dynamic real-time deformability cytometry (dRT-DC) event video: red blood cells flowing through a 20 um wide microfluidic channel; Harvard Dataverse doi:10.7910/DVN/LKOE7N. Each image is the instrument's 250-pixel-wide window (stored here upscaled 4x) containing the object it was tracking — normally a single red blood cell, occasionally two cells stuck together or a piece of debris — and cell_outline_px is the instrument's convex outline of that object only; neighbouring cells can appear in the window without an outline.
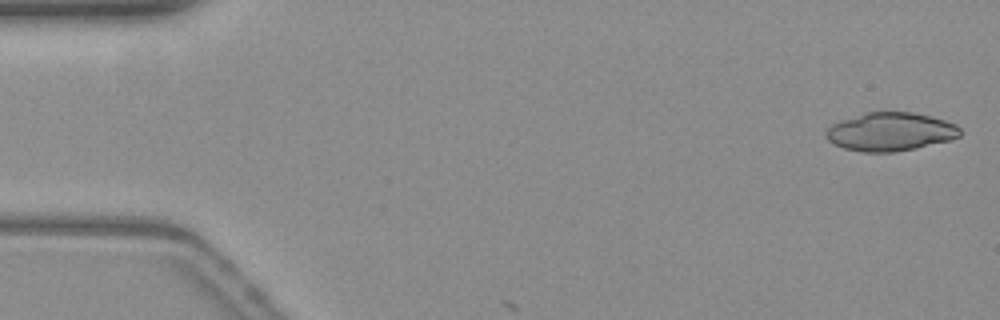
{"species": "common noctule bat (a hibernating species)", "species_latin": "Nyctalus noctula", "temperature_condition": "warm", "stored_images_in_passage": 7, "camera_frame_rate_fps": 3000, "um_per_image_px": 0.085, "animal": {"sex": "female", "body_mass_g": 19.3, "forearm_length_mm": 54.1}, "frame": {"image": 1, "passage_image": 2, "time_ms": 0.333, "image_size_px": [1000, 320], "cell_outline_px": [[960, 136], [948, 140], [916, 148], [892, 152], [864, 152], [844, 148], [828, 140], [828, 128], [832, 124], [868, 112], [912, 112], [944, 120], [956, 124], [960, 128]], "centroid_in_image_um": [75.72, 11.2], "position_along_channel_um": 9.3, "area_um2": 29.36}}